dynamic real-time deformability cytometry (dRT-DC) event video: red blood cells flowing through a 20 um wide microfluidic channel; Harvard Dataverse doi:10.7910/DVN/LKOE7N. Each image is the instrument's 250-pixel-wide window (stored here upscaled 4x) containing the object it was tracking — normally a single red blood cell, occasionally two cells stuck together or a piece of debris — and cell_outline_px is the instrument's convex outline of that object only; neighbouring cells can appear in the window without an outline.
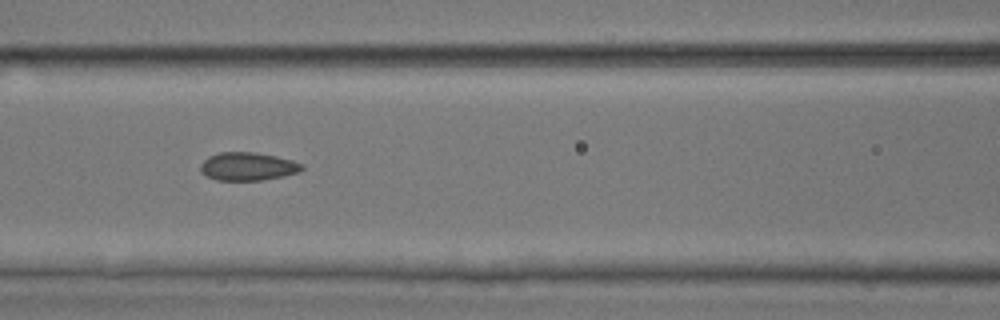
{"species": "common noctule bat (a hibernating species)", "species_latin": "Nyctalus noctula", "temperature_condition": "room temperature", "stored_images_in_passage": 11, "camera_frame_rate_fps": 3000, "um_per_image_px": 0.085, "animal": {"sex": "male", "body_mass_g": 17.9, "forearm_length_mm": 54.2}, "frame": {"image": 1, "passage_image": 4, "time_ms": 1.0, "image_size_px": [1000, 320], "cell_outline_px": [[304, 168], [300, 172], [284, 176], [260, 180], [216, 180], [200, 172], [200, 164], [208, 156], [220, 152], [252, 152], [276, 156], [292, 160], [300, 164]], "centroid_in_image_um": [21.04, 14.14], "position_along_channel_um": 145.6, "area_um2": 16.59}}